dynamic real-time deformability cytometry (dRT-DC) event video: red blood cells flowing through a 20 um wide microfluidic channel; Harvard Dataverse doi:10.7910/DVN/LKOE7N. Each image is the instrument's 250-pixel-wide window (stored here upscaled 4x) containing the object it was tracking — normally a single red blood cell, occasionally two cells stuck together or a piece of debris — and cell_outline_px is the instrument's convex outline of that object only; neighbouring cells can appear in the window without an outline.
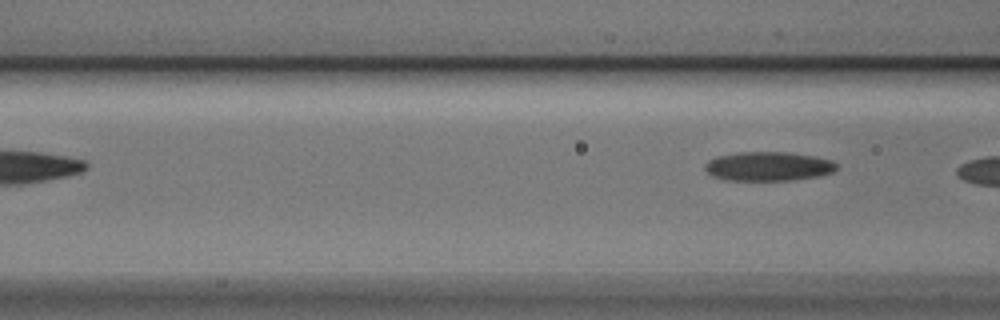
{"species": "Egyptian fruit bat (a non-hibernating species)", "species_latin": "Rousettus aegyptiacus", "temperature_condition": "cold", "stored_images_in_passage": 3, "camera_frame_rate_fps": 3000, "um_per_image_px": 0.085, "animal": {"sex": "male"}, "frame": {"image": 1, "passage_image": 3, "time_ms": 0.667, "image_size_px": [1000, 320], "cell_outline_px": [[836, 168], [832, 172], [820, 176], [792, 180], [728, 180], [712, 176], [704, 168], [704, 164], [708, 160], [716, 156], [736, 152], [788, 152], [812, 156], [832, 160], [836, 164]], "centroid_in_image_um": [65.27, 14.13], "position_along_channel_um": 101.3, "area_um2": 22.37}}